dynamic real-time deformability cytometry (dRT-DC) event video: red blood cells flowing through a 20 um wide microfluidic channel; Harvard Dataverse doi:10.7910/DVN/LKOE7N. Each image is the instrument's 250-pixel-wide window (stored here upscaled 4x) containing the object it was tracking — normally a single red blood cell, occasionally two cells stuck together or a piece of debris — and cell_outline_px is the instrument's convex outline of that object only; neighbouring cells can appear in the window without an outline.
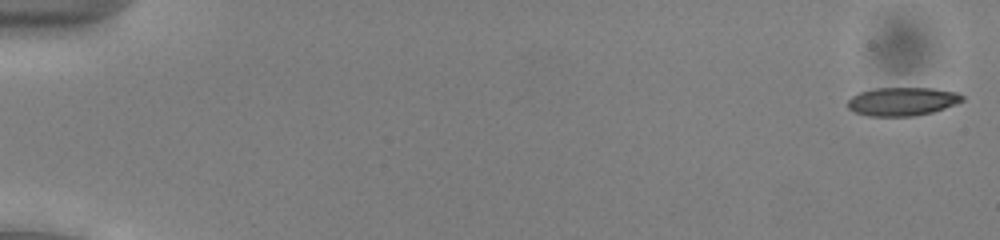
{"species": "common noctule bat (a hibernating species)", "species_latin": "Nyctalus noctula", "temperature_condition": "cold", "stored_images_in_passage": 53, "camera_frame_rate_fps": 3000, "um_per_image_px": 0.085, "animal": {"sex": "male", "body_mass_g": 13.0, "forearm_length_mm": 53.1}, "frame": {"image": 1, "passage_image": 1, "time_ms": 0.0, "image_size_px": [1000, 240], "cell_outline_px": [[964, 100], [956, 104], [932, 112], [916, 116], [868, 116], [856, 112], [848, 108], [848, 100], [852, 96], [860, 92], [876, 88], [932, 88], [956, 92], [964, 96]], "centroid_in_image_um": [76.71, 8.62], "position_along_channel_um": 8.3, "area_um2": 18.96}}
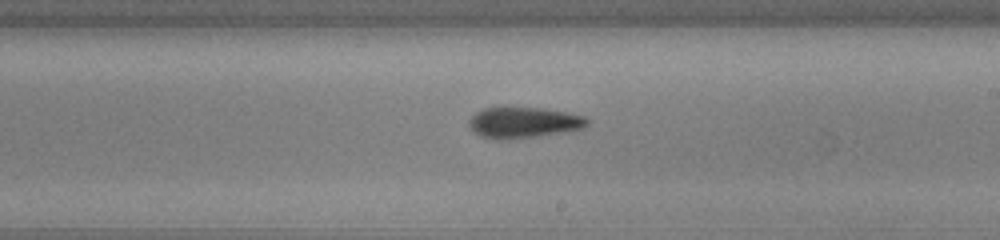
{"frame": {"image": 2, "passage_image": 32, "time_ms": 10.333, "image_size_px": [1000, 240], "cell_outline_px": [[588, 124], [584, 128], [568, 132], [508, 140], [496, 140], [480, 136], [468, 128], [468, 120], [476, 112], [484, 108], [540, 108], [564, 112], [584, 116], [588, 120]], "centroid_in_image_um": [44.48, 10.44], "position_along_channel_um": 244.5, "area_um2": 21.44}}
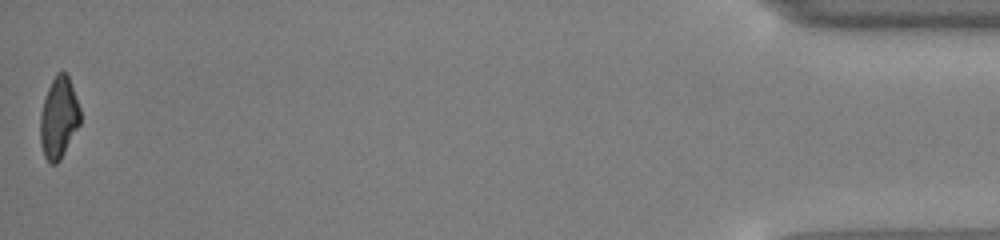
{"frame": {"image": 3, "passage_image": 53, "time_ms": 17.333, "image_size_px": [1000, 240], "cell_outline_px": [[80, 124], [60, 160], [56, 164], [52, 164], [44, 156], [40, 144], [40, 112], [48, 88], [56, 72], [64, 72], [68, 76], [80, 108]], "centroid_in_image_um": [4.98, 10.02], "position_along_channel_um": 430.2, "area_um2": 18.84}, "authors_computed_cell_mechanics": {"area_um2": 20.1144, "velocity_mm_per_s": 3.9261, "shape_relaxation_time_tau1_ms": 5.9368, "shape_relaxation_time_tau2_ms": null, "deformation_change_tau1": 0.1249, "deformation_change_tau2": null}}